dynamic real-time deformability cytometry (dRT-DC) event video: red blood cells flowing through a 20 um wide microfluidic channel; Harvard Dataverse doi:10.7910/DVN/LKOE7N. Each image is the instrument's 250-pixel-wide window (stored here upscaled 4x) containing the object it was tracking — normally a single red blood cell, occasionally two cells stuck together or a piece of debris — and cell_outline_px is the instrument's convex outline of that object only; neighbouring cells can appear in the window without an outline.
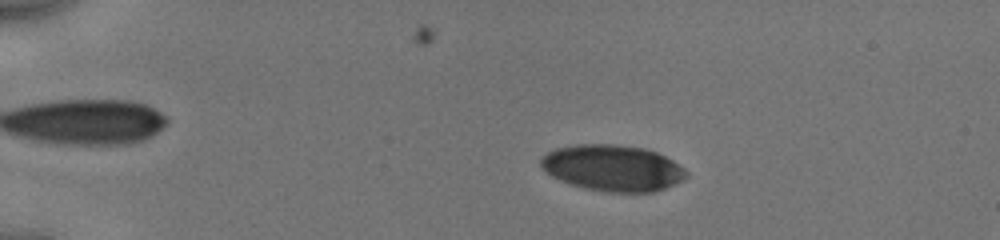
{"species": "human", "species_latin": "Homo sapiens", "temperature_condition": "cold", "stored_images_in_passage": 36, "camera_frame_rate_fps": 3000, "um_per_image_px": 0.085, "donor": {"sex": "male"}, "frame": {"image": 1, "passage_image": 2, "time_ms": 0.333, "image_size_px": [1000, 240], "cell_outline_px": [[688, 176], [684, 180], [664, 188], [652, 192], [604, 192], [584, 188], [560, 180], [552, 176], [540, 164], [540, 160], [548, 152], [556, 148], [576, 144], [616, 144], [644, 148], [656, 152], [672, 160], [684, 168], [688, 172]], "centroid_in_image_um": [52.1, 14.28], "position_along_channel_um": 32.9, "area_um2": 39.07}}
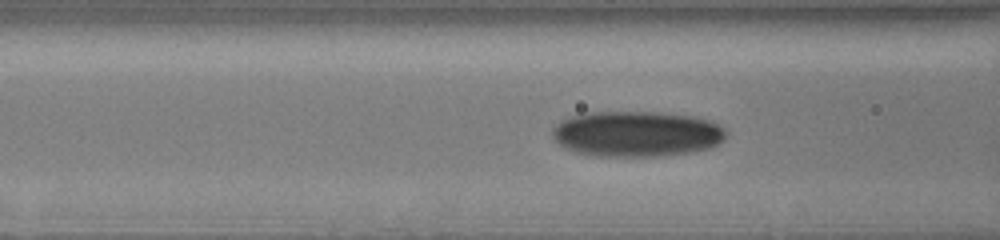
{"frame": {"image": 2, "passage_image": 15, "time_ms": 4.333, "image_size_px": [1000, 240], "cell_outline_px": [[728, 132], [724, 140], [708, 148], [692, 152], [664, 156], [592, 156], [576, 152], [560, 144], [552, 136], [552, 128], [560, 120], [568, 116], [588, 112], [656, 112], [696, 116], [712, 120], [724, 128]], "centroid_in_image_um": [54.13, 11.37], "position_along_channel_um": 112.5, "area_um2": 46.64}}
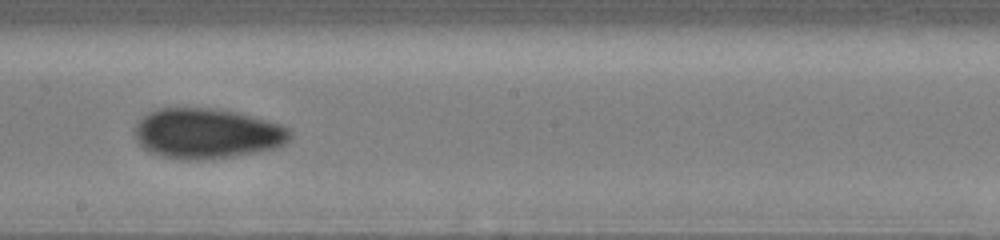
{"frame": {"image": 3, "passage_image": 34, "time_ms": 7.333, "image_size_px": [1000, 240], "cell_outline_px": [[292, 136], [284, 144], [276, 148], [256, 152], [232, 156], [204, 160], [184, 160], [160, 156], [148, 152], [136, 140], [136, 124], [140, 116], [156, 108], [212, 108], [236, 112], [252, 116], [280, 124], [292, 128]], "centroid_in_image_um": [17.58, 11.35], "position_along_channel_um": 230.6, "area_um2": 45.84}}